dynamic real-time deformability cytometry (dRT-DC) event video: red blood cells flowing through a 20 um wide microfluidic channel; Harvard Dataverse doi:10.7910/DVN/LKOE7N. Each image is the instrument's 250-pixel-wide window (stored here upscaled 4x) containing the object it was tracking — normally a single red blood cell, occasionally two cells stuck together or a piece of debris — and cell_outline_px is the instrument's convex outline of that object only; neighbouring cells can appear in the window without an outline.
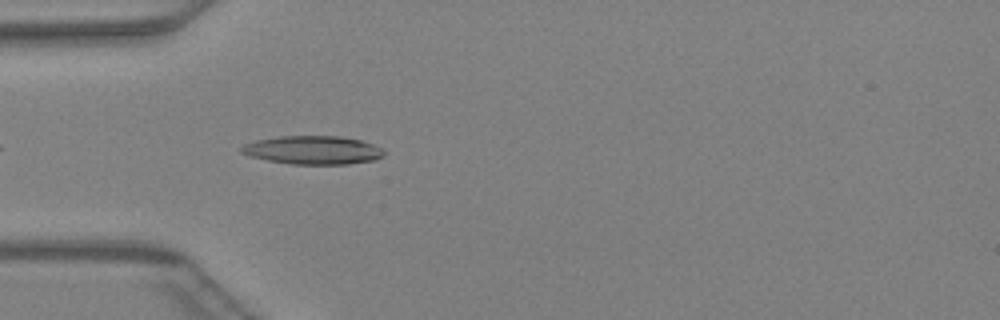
{"species": "Egyptian fruit bat (a non-hibernating species)", "species_latin": "Rousettus aegyptiacus", "temperature_condition": "warm", "stored_images_in_passage": 17, "camera_frame_rate_fps": 3000, "um_per_image_px": 0.085, "animal": {"sex": "female"}, "frame": {"image": 1, "passage_image": 3, "time_ms": 0.667, "image_size_px": [1000, 320], "cell_outline_px": [[384, 156], [376, 160], [348, 164], [292, 164], [268, 160], [248, 156], [240, 152], [240, 148], [244, 144], [256, 140], [280, 136], [340, 136], [360, 140], [372, 144], [380, 148], [384, 152]], "centroid_in_image_um": [26.58, 12.76], "position_along_channel_um": 58.4, "area_um2": 23.64}}
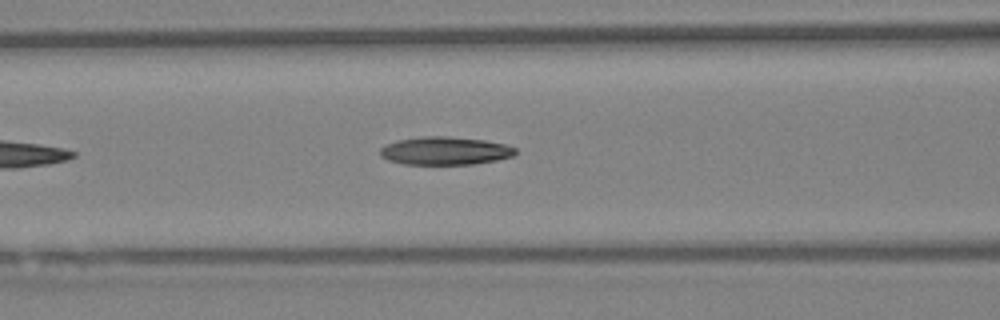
{"frame": {"image": 2, "passage_image": 8, "time_ms": 2.333, "image_size_px": [1000, 320], "cell_outline_px": [[516, 152], [512, 156], [496, 160], [472, 164], [404, 164], [388, 160], [380, 156], [380, 148], [384, 144], [396, 140], [424, 136], [448, 136], [484, 140], [504, 144], [516, 148]], "centroid_in_image_um": [37.78, 12.81], "position_along_channel_um": 128.8, "area_um2": 22.14}}
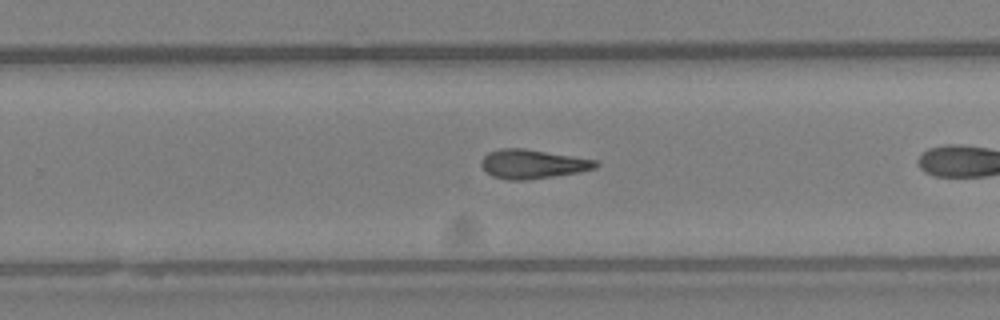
{"frame": {"image": 3, "passage_image": 16, "time_ms": 5.0, "image_size_px": [1000, 320], "cell_outline_px": [[600, 164], [596, 168], [580, 172], [524, 180], [508, 180], [492, 176], [480, 164], [480, 160], [488, 152], [500, 148], [524, 148], [596, 160]], "centroid_in_image_um": [45.26, 13.93], "position_along_channel_um": 284.5, "area_um2": 19.31}}